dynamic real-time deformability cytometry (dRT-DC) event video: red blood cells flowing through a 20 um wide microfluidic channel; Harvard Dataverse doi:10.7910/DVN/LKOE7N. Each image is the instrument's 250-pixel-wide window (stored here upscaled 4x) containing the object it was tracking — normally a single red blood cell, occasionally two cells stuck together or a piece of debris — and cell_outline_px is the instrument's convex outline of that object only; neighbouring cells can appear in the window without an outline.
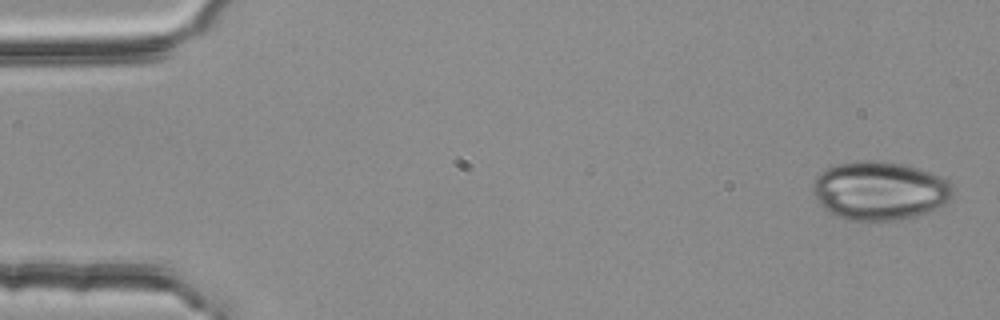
{"species": "common noctule bat (a hibernating species)", "species_latin": "Nyctalus noctula", "temperature_condition": "room temperature", "stored_images_in_passage": 2, "camera_frame_rate_fps": 3000, "um_per_image_px": 0.085, "animal": {"sex": "female", "body_mass_g": 25.1}, "frame": {"image": 1, "passage_image": 2, "time_ms": 0.333, "image_size_px": [1000, 320], "cell_outline_px": [[956, 192], [952, 200], [940, 208], [916, 216], [896, 220], [844, 220], [828, 212], [820, 204], [812, 188], [812, 184], [816, 176], [820, 172], [836, 164], [864, 160], [884, 160], [908, 164], [940, 176], [948, 180], [952, 184]], "centroid_in_image_um": [74.83, 16.2], "position_along_channel_um": 10.2, "area_um2": 48.67}}